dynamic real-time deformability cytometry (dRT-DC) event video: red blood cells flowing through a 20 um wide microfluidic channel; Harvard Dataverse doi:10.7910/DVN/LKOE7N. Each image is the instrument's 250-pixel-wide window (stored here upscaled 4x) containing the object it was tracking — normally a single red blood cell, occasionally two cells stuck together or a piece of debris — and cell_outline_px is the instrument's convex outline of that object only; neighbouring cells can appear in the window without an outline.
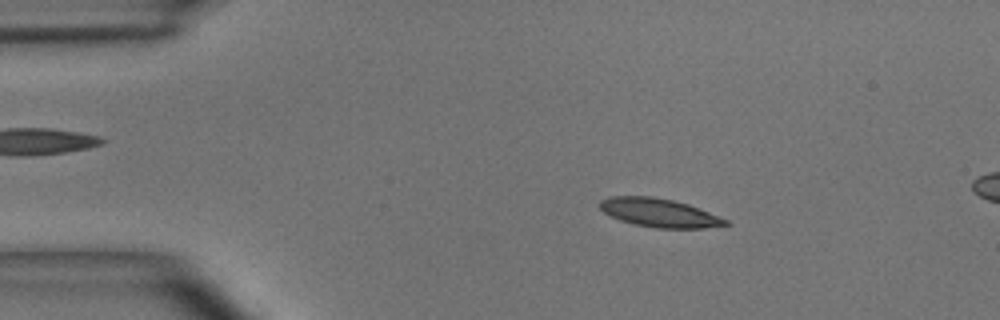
{"species": "common noctule bat (a hibernating species)", "species_latin": "Nyctalus noctula", "temperature_condition": "room temperature", "stored_images_in_passage": 13, "camera_frame_rate_fps": 3000, "um_per_image_px": 0.085, "animal": {"sex": "male", "body_mass_g": 15.6}, "frame": {"image": 1, "passage_image": 8, "time_ms": 2.333, "image_size_px": [1000, 320], "cell_outline_px": [[732, 224], [704, 228], [656, 228], [636, 224], [620, 220], [604, 212], [600, 208], [600, 200], [608, 196], [652, 196], [672, 200], [688, 204], [728, 220]], "centroid_in_image_um": [56.04, 18.08], "position_along_channel_um": 29.0, "area_um2": 20.75}}